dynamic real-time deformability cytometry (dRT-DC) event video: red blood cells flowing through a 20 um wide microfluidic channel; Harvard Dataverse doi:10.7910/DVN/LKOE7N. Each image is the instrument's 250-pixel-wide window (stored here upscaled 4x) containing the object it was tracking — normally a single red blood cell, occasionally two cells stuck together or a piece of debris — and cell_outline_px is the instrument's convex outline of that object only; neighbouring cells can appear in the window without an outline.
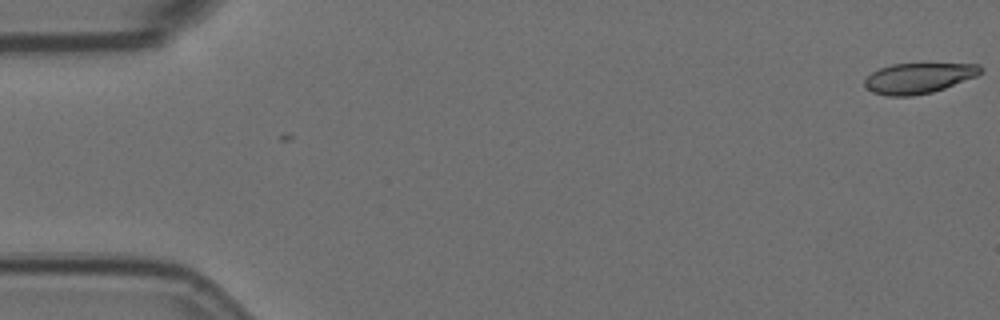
{"species": "Egyptian fruit bat (a non-hibernating species)", "species_latin": "Rousettus aegyptiacus", "temperature_condition": "room temperature", "stored_images_in_passage": 2, "camera_frame_rate_fps": 3000, "um_per_image_px": 0.085, "animal": {"sex": "female"}, "frame": {"image": 1, "passage_image": 2, "time_ms": 0.333, "image_size_px": [1000, 320], "cell_outline_px": [[984, 72], [976, 76], [944, 88], [932, 92], [912, 96], [888, 96], [872, 92], [864, 84], [864, 80], [872, 72], [880, 68], [892, 64], [980, 64], [984, 68]], "centroid_in_image_um": [78.1, 6.64], "position_along_channel_um": 6.9, "area_um2": 20.46}}